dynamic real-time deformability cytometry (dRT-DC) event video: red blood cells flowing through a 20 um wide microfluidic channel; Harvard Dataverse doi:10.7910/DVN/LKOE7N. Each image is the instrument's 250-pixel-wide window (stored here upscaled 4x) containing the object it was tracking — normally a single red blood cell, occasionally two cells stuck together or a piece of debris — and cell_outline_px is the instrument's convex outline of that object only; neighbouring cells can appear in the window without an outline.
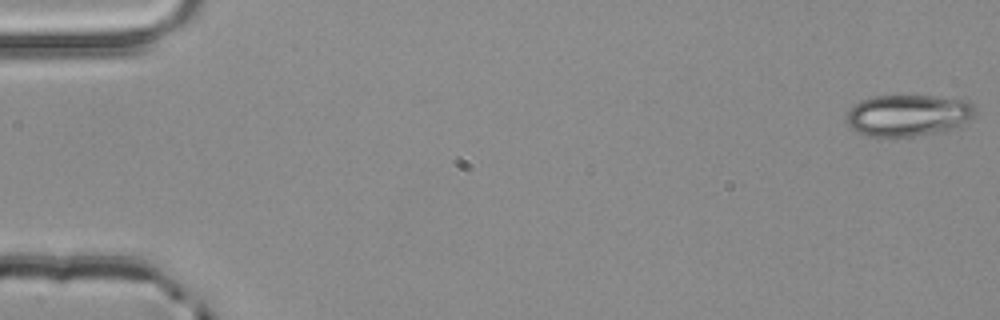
{"species": "common noctule bat (a hibernating species)", "species_latin": "Nyctalus noctula", "temperature_condition": "room temperature", "stored_images_in_passage": 5, "camera_frame_rate_fps": 3000, "um_per_image_px": 0.085, "animal": {"sex": "male", "body_mass_g": 20.4}, "frame": {"image": 1, "passage_image": 1, "time_ms": 0.0, "image_size_px": [1000, 320], "cell_outline_px": [[976, 108], [972, 116], [968, 120], [956, 128], [944, 132], [912, 136], [868, 136], [856, 132], [844, 120], [844, 116], [860, 100], [872, 96], [932, 96], [964, 100], [972, 104]], "centroid_in_image_um": [77.16, 9.81], "position_along_channel_um": 7.8, "area_um2": 31.21}}
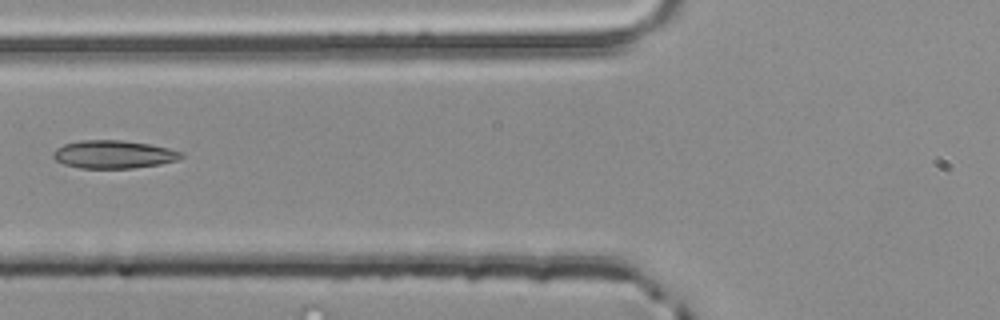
{"frame": {"image": 2, "passage_image": 5, "time_ms": 1.333, "image_size_px": [1000, 320], "cell_outline_px": [[184, 156], [180, 160], [160, 164], [132, 168], [80, 168], [64, 164], [56, 160], [52, 156], [52, 152], [56, 148], [64, 144], [80, 140], [124, 140], [152, 144], [184, 152]], "centroid_in_image_um": [9.69, 13.11], "position_along_channel_um": 116.1, "area_um2": 21.15}}